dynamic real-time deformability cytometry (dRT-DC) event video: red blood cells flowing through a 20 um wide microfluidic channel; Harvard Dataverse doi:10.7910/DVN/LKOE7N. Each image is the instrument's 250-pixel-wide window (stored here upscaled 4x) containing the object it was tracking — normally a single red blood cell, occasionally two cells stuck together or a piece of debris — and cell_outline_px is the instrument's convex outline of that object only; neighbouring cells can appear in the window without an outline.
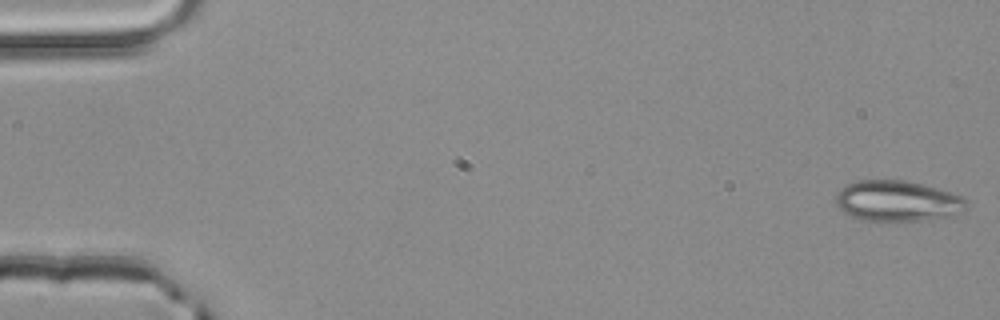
{"species": "common noctule bat (a hibernating species)", "species_latin": "Nyctalus noctula", "temperature_condition": "room temperature", "stored_images_in_passage": 52, "camera_frame_rate_fps": 3000, "um_per_image_px": 0.085, "animal": {"sex": "male", "body_mass_g": 20.4}, "frame": {"image": 1, "passage_image": 1, "time_ms": 0.0, "image_size_px": [1000, 320], "cell_outline_px": [[968, 204], [960, 212], [952, 216], [920, 220], [884, 224], [880, 224], [860, 220], [844, 212], [836, 204], [836, 196], [844, 184], [856, 180], [908, 180], [924, 184], [960, 196], [968, 200]], "centroid_in_image_um": [76.24, 17.11], "position_along_channel_um": 8.8, "area_um2": 31.79}}
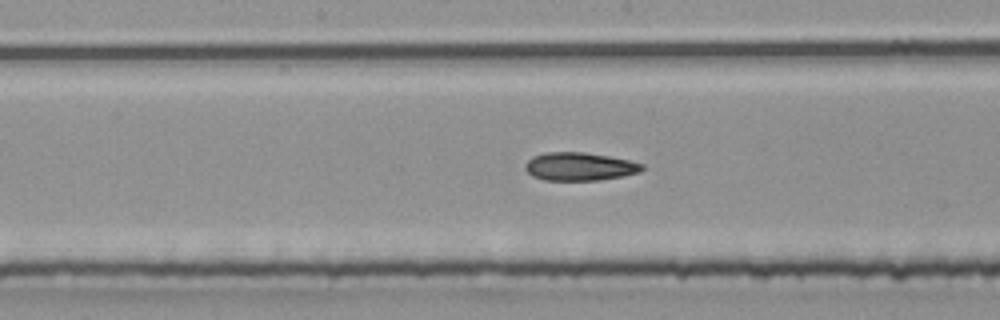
{"frame": {"image": 2, "passage_image": 27, "time_ms": 8.667, "image_size_px": [1000, 320], "cell_outline_px": [[644, 168], [640, 172], [600, 180], [544, 180], [532, 176], [524, 168], [524, 164], [532, 156], [544, 152], [584, 152], [608, 156], [628, 160], [644, 164]], "centroid_in_image_um": [49.22, 14.15], "position_along_channel_um": 199.0, "area_um2": 19.19}}
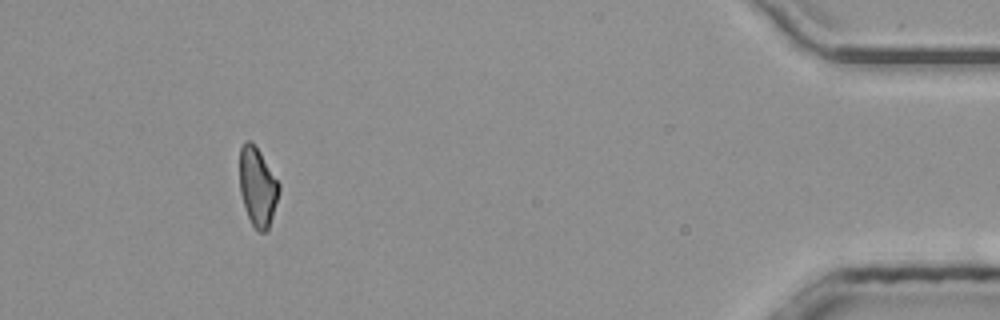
{"frame": {"image": 3, "passage_image": 48, "time_ms": 15.667, "image_size_px": [1000, 320], "cell_outline_px": [[280, 188], [272, 216], [268, 228], [264, 232], [260, 232], [252, 224], [244, 208], [240, 192], [240, 148], [244, 140], [248, 140], [260, 152], [280, 184]], "centroid_in_image_um": [21.88, 15.87], "position_along_channel_um": 413.3, "area_um2": 17.74}, "authors_computed_cell_mechanics": {"area_um2": 19.4786, "velocity_mm_per_s": 4.0248, "shape_relaxation_time_tau1_ms": 6.5718, "shape_relaxation_time_tau2_ms": 7.7105, "deformation_change_tau1": 0.1511, "deformation_change_tau2": 0.1647}}